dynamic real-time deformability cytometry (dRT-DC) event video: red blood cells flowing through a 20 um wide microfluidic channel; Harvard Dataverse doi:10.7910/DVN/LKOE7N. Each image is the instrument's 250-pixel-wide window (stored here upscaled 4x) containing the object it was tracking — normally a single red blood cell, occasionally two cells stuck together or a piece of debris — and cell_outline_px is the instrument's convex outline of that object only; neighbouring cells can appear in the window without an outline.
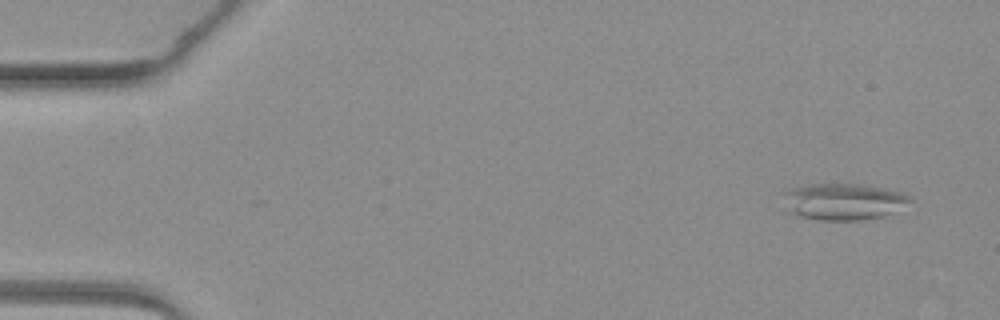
{"species": "common noctule bat (a hibernating species)", "species_latin": "Nyctalus noctula", "temperature_condition": "warm", "stored_images_in_passage": 4, "camera_frame_rate_fps": 3000, "um_per_image_px": 0.085, "animal": {"sex": "female", "body_mass_g": 19.3, "forearm_length_mm": 54.1}, "frame": {"image": 1, "passage_image": 1, "time_ms": 0.0, "image_size_px": [1000, 320], "cell_outline_px": [[912, 200], [892, 212], [884, 216], [860, 220], [820, 220], [800, 216], [784, 212], [780, 192], [784, 188], [808, 184], [860, 184], [884, 188], [900, 192], [912, 196]], "centroid_in_image_um": [71.53, 17.12], "position_along_channel_um": 13.5, "area_um2": 27.69}}